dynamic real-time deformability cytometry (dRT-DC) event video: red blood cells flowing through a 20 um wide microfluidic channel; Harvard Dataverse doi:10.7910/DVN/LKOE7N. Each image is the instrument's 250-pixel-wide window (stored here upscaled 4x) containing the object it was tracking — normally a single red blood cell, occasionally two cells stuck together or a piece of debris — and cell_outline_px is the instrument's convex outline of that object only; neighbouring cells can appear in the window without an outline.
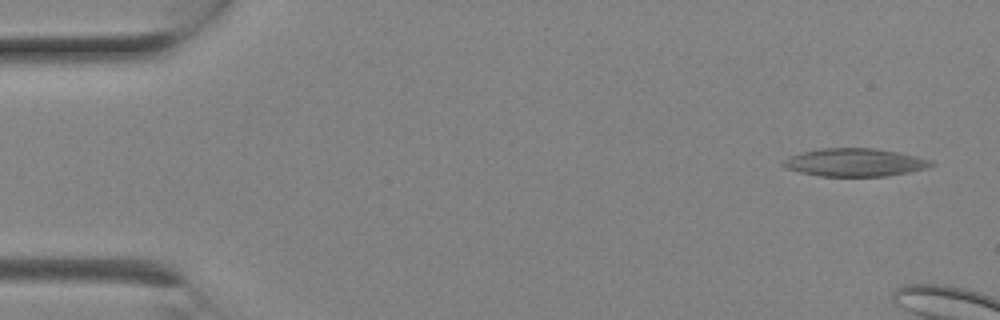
{"species": "Egyptian fruit bat (a non-hibernating species)", "species_latin": "Rousettus aegyptiacus", "temperature_condition": "room temperature", "stored_images_in_passage": 3, "camera_frame_rate_fps": 3000, "um_per_image_px": 0.085, "animal": {"sex": "female"}, "frame": {"image": 1, "passage_image": 1, "time_ms": 0.0, "image_size_px": [1000, 320], "cell_outline_px": [[936, 164], [928, 168], [908, 172], [884, 176], [820, 176], [800, 172], [784, 168], [780, 164], [788, 156], [800, 152], [820, 148], [876, 148], [916, 156], [932, 160]], "centroid_in_image_um": [72.63, 13.8], "position_along_channel_um": 12.4, "area_um2": 24.28}}